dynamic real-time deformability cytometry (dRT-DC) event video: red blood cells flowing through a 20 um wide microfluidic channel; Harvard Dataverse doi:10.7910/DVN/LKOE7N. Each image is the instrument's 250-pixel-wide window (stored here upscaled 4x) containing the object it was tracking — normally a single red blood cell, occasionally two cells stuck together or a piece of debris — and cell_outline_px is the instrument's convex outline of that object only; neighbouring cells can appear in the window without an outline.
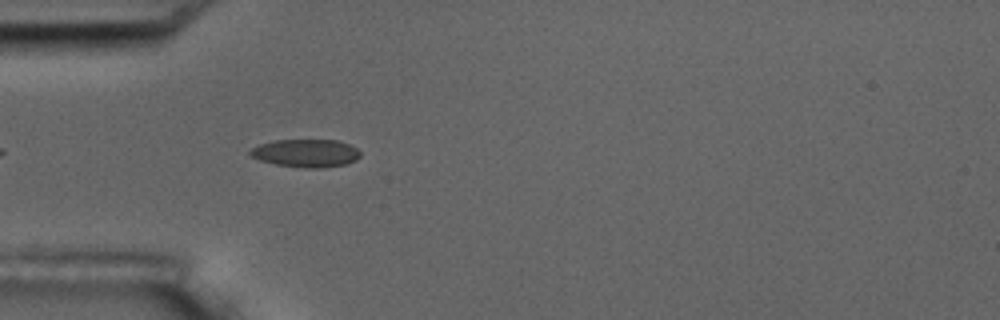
{"species": "common noctule bat (a hibernating species)", "species_latin": "Nyctalus noctula", "temperature_condition": "room temperature", "stored_images_in_passage": 4, "camera_frame_rate_fps": 3000, "um_per_image_px": 0.085, "animal": {"sex": "male", "body_mass_g": 17.5, "forearm_length_mm": 52.3}, "frame": {"image": 1, "passage_image": 4, "time_ms": 4.333, "image_size_px": [1000, 320], "cell_outline_px": [[360, 156], [356, 160], [344, 164], [320, 168], [304, 168], [276, 164], [260, 160], [248, 156], [248, 152], [252, 148], [260, 144], [276, 140], [340, 140], [356, 148], [360, 152]], "centroid_in_image_um": [25.98, 13.01], "position_along_channel_um": 59.0, "area_um2": 17.92}}